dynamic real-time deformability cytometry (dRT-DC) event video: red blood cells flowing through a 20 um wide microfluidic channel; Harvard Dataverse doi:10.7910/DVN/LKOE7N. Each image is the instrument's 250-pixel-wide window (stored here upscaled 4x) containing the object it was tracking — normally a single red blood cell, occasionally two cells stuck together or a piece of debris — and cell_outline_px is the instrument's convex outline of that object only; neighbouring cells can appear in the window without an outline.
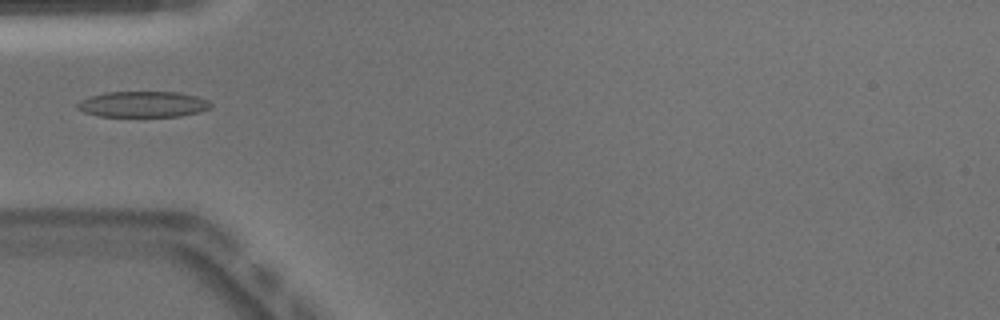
{"species": "Egyptian fruit bat (a non-hibernating species)", "species_latin": "Rousettus aegyptiacus", "temperature_condition": "warm", "stored_images_in_passage": 35, "camera_frame_rate_fps": 3000, "um_per_image_px": 0.085, "animal": {"sex": "male"}, "frame": {"image": 1, "passage_image": 1, "time_ms": 0.0, "image_size_px": [1000, 320], "cell_outline_px": [[212, 104], [208, 108], [200, 112], [180, 116], [96, 116], [84, 112], [76, 108], [76, 104], [80, 100], [88, 96], [104, 92], [180, 92], [196, 96], [208, 100]], "centroid_in_image_um": [12.11, 8.85], "position_along_channel_um": 72.9, "area_um2": 20.23}}
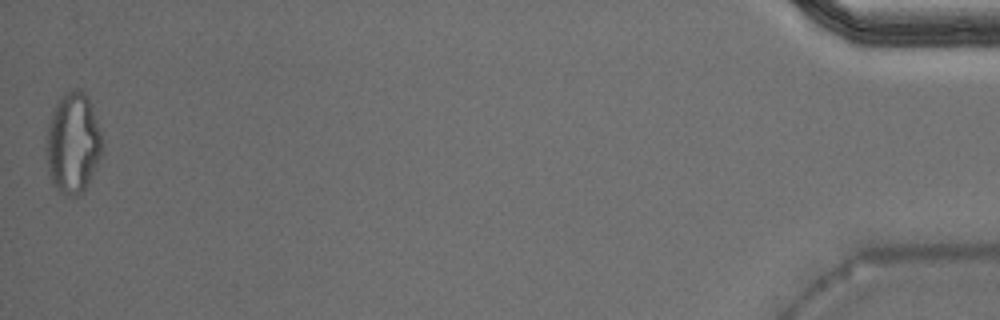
{"frame": {"image": 2, "passage_image": 35, "time_ms": 11.333, "image_size_px": [1000, 320], "cell_outline_px": [[104, 152], [84, 192], [80, 196], [68, 196], [52, 184], [48, 172], [44, 148], [48, 124], [52, 112], [60, 96], [68, 92], [80, 88], [88, 96], [104, 144]], "centroid_in_image_um": [6.2, 12.2], "position_along_channel_um": 429.0, "area_um2": 33.41}}